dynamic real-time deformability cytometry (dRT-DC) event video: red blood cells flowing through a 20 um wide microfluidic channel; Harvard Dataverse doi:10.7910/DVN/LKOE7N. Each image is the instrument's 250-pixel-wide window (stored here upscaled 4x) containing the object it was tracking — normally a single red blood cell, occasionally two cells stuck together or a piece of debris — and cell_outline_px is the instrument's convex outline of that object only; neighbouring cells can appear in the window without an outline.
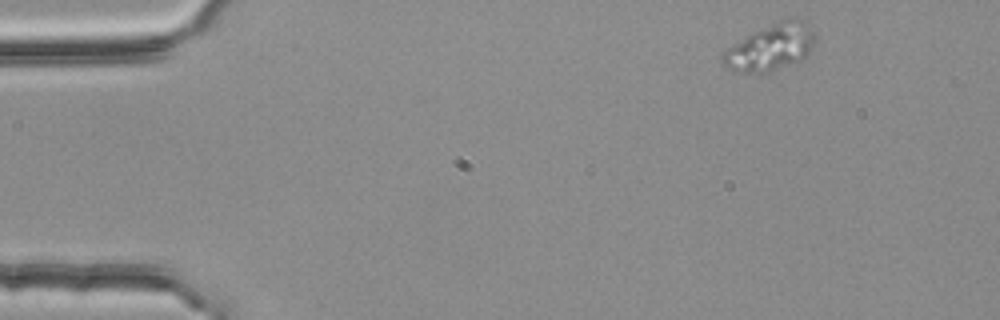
{"species": "common noctule bat (a hibernating species)", "species_latin": "Nyctalus noctula", "temperature_condition": "room temperature", "stored_images_in_passage": 3, "camera_frame_rate_fps": 3000, "um_per_image_px": 0.085, "animal": {"sex": "female", "body_mass_g": 25.1}, "frame": {"image": 1, "passage_image": 1, "time_ms": 0.0, "image_size_px": [1000, 320], "cell_outline_px": [[812, 48], [800, 60], [768, 72], [740, 72], [724, 64], [720, 60], [720, 56], [728, 48], [752, 32], [788, 16], [812, 32]], "centroid_in_image_um": [65.42, 4.04], "position_along_channel_um": 19.6, "area_um2": 23.81}}
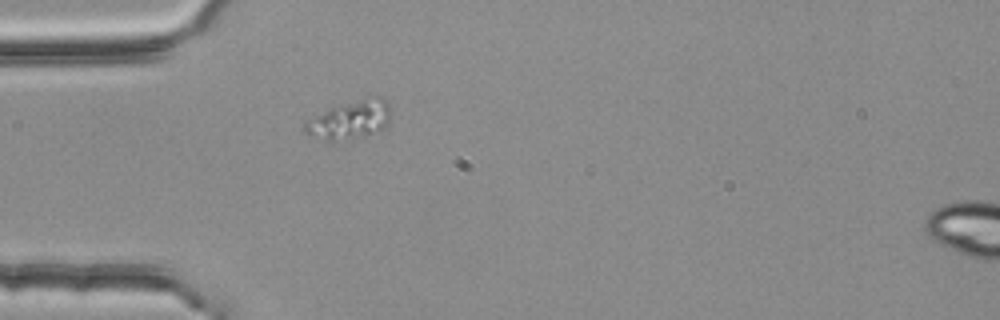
{"frame": {"image": 2, "passage_image": 3, "time_ms": 0.667, "image_size_px": [1000, 320], "cell_outline_px": [[392, 116], [388, 124], [384, 128], [364, 136], [332, 144], [304, 132], [304, 124], [316, 116], [332, 108], [372, 96], [384, 96], [388, 100]], "centroid_in_image_um": [29.82, 10.22], "position_along_channel_um": 55.2, "area_um2": 19.36}}